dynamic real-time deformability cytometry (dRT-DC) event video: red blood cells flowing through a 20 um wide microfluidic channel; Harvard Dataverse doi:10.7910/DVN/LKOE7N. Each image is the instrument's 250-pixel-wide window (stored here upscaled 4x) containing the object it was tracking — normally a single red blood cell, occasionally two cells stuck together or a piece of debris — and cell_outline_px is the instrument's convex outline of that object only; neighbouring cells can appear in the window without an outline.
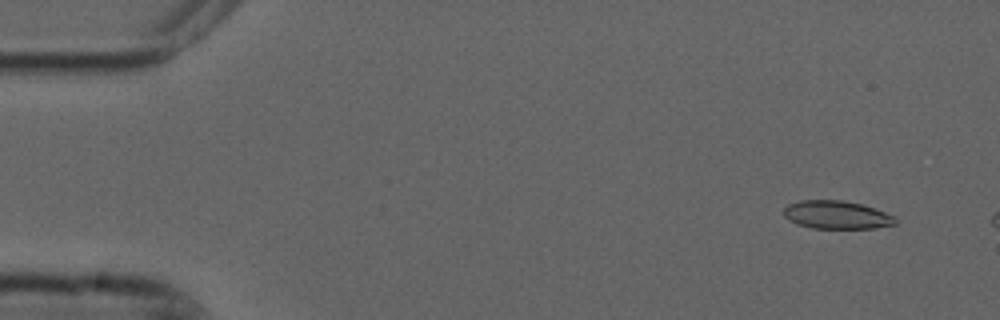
{"species": "common noctule bat (a hibernating species)", "species_latin": "Nyctalus noctula", "temperature_condition": "cold", "stored_images_in_passage": 3, "camera_frame_rate_fps": 3000, "um_per_image_px": 0.085, "animal": {"sex": "male", "forearm_length_mm": 52.5}, "frame": {"image": 1, "passage_image": 1, "time_ms": 0.0, "image_size_px": [1000, 320], "cell_outline_px": [[896, 224], [876, 228], [812, 228], [796, 224], [788, 220], [784, 216], [784, 208], [788, 204], [800, 200], [844, 200], [860, 204], [896, 216]], "centroid_in_image_um": [71.09, 18.26], "position_along_channel_um": 13.9, "area_um2": 18.32}}